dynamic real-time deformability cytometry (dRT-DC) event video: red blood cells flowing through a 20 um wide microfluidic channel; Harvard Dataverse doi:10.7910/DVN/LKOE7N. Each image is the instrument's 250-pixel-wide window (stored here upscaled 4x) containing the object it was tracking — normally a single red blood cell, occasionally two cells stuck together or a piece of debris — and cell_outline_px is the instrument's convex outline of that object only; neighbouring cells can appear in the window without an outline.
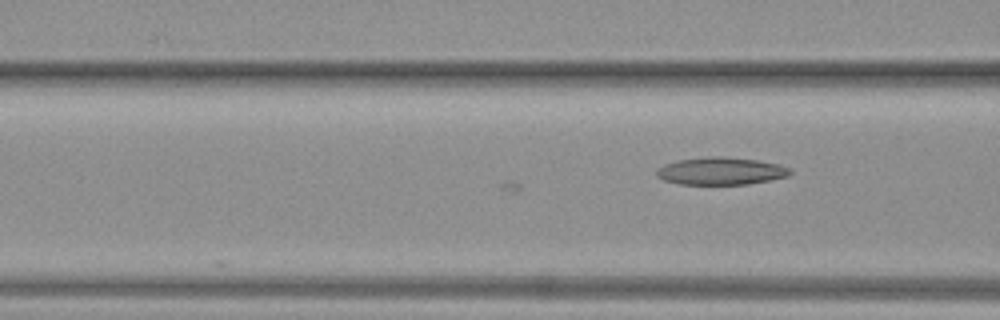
{"species": "common noctule bat (a hibernating species)", "species_latin": "Nyctalus noctula", "temperature_condition": "warm", "stored_images_in_passage": 5, "camera_frame_rate_fps": 3000, "um_per_image_px": 0.085, "animal": {"sex": "female", "body_mass_g": 19.3, "forearm_length_mm": 54.1}, "frame": {"image": 1, "passage_image": 5, "time_ms": 1.333, "image_size_px": [1000, 320], "cell_outline_px": [[792, 172], [788, 176], [748, 184], [680, 184], [664, 180], [656, 176], [656, 168], [664, 164], [676, 160], [708, 156], [724, 156], [760, 160], [780, 164], [788, 168]], "centroid_in_image_um": [61.25, 14.52], "position_along_channel_um": 105.4, "area_um2": 21.56}}